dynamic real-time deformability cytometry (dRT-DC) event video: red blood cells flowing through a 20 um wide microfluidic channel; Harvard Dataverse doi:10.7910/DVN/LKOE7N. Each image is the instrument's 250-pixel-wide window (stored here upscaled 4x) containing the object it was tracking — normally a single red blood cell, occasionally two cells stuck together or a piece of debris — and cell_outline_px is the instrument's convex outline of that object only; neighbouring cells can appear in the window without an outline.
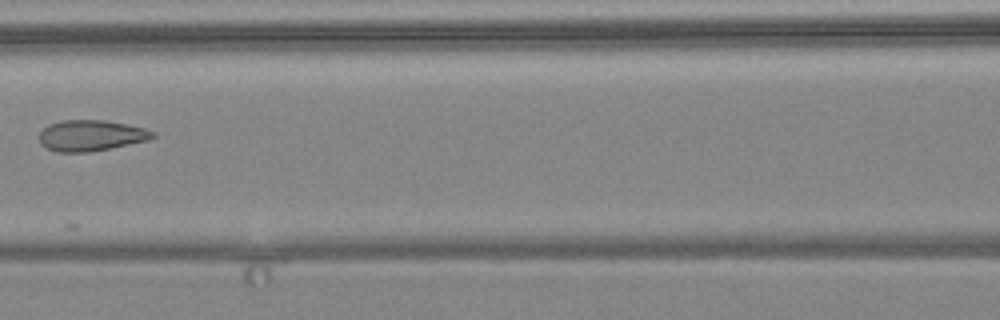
{"species": "common noctule bat (a hibernating species)", "species_latin": "Nyctalus noctula", "temperature_condition": "warm", "stored_images_in_passage": 3, "camera_frame_rate_fps": 3000, "um_per_image_px": 0.085, "animal": {"sex": "female", "body_mass_g": 24.6, "forearm_length_mm": 56.2}, "frame": {"image": 1, "passage_image": 3, "time_ms": 2.333, "image_size_px": [1000, 320], "cell_outline_px": [[156, 136], [148, 140], [92, 152], [56, 152], [40, 144], [40, 132], [48, 124], [64, 120], [104, 120], [144, 128], [156, 132]], "centroid_in_image_um": [7.73, 11.52], "position_along_channel_um": 158.9, "area_um2": 20.4}}